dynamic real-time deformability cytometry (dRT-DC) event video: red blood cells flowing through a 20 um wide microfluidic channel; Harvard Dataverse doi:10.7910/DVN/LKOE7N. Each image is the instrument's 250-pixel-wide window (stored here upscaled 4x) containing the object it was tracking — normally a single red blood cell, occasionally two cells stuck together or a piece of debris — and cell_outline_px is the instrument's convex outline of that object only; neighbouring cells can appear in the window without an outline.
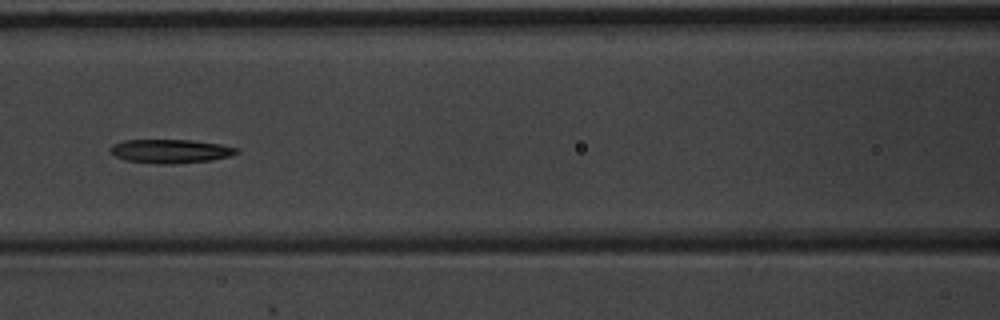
{"species": "common noctule bat (a hibernating species)", "species_latin": "Nyctalus noctula", "temperature_condition": "warm", "stored_images_in_passage": 9, "camera_frame_rate_fps": 3000, "um_per_image_px": 0.085, "animal": {"sex": "male", "body_mass_g": 20.1, "forearm_length_mm": 53.5}, "frame": {"image": 1, "passage_image": 6, "time_ms": 1.667, "image_size_px": [1000, 320], "cell_outline_px": [[240, 152], [228, 156], [212, 160], [176, 164], [156, 164], [124, 160], [112, 156], [108, 152], [108, 148], [112, 144], [124, 140], [192, 140], [220, 144], [236, 148]], "centroid_in_image_um": [14.4, 12.86], "position_along_channel_um": 152.2, "area_um2": 17.8}}
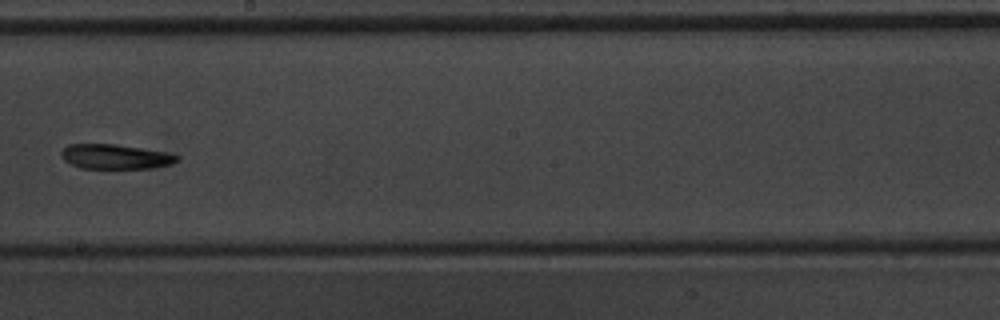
{"frame": {"image": 2, "passage_image": 8, "time_ms": 2.333, "image_size_px": [1000, 320], "cell_outline_px": [[180, 160], [172, 164], [152, 168], [80, 168], [64, 160], [60, 156], [60, 152], [68, 144], [112, 144], [168, 152], [180, 156]], "centroid_in_image_um": [9.82, 13.31], "position_along_channel_um": 238.4, "area_um2": 16.7}}
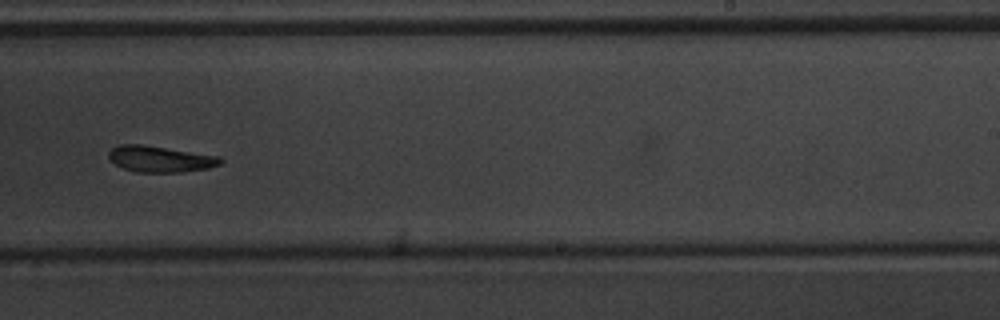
{"frame": {"image": 3, "passage_image": 9, "time_ms": 2.667, "image_size_px": [1000, 320], "cell_outline_px": [[224, 160], [220, 164], [208, 168], [180, 172], [136, 172], [124, 168], [116, 164], [108, 156], [108, 152], [112, 148], [120, 144], [140, 144], [220, 156]], "centroid_in_image_um": [13.63, 13.51], "position_along_channel_um": 275.4, "area_um2": 16.88}}